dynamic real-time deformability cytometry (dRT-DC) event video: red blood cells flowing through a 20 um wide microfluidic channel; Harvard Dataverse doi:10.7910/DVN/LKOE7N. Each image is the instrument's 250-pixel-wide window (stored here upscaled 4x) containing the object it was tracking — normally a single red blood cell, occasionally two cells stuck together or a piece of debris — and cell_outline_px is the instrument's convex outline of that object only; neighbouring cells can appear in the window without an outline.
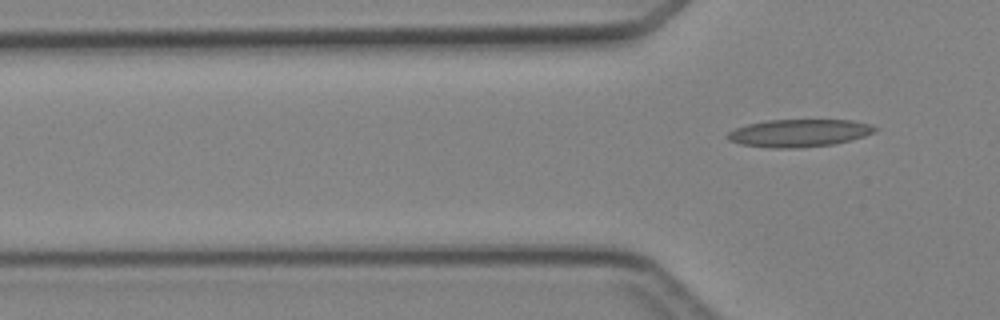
{"species": "Egyptian fruit bat (a non-hibernating species)", "species_latin": "Rousettus aegyptiacus", "temperature_condition": "cold", "stored_images_in_passage": 4, "camera_frame_rate_fps": 3000, "um_per_image_px": 0.085, "animal": {"sex": "female"}, "frame": {"image": 1, "passage_image": 4, "time_ms": 4.333, "image_size_px": [1000, 320], "cell_outline_px": [[880, 128], [876, 132], [852, 140], [832, 144], [796, 148], [772, 148], [740, 144], [728, 140], [724, 136], [728, 132], [736, 128], [748, 124], [768, 120], [852, 120], [868, 124]], "centroid_in_image_um": [67.92, 11.31], "position_along_channel_um": 57.9, "area_um2": 23.76}}